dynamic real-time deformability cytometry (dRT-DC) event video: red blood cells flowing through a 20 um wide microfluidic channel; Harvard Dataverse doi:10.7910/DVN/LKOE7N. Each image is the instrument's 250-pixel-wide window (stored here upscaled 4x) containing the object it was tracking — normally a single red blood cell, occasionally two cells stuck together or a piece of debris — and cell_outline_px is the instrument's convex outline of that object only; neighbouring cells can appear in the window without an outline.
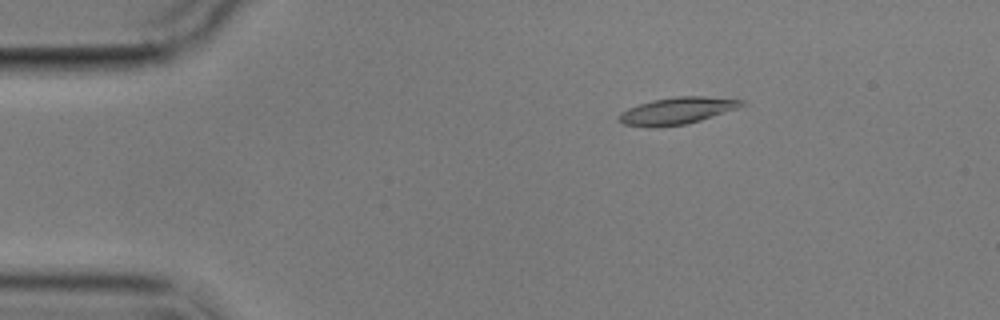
{"species": "common noctule bat (a hibernating species)", "species_latin": "Nyctalus noctula", "temperature_condition": "cold", "stored_images_in_passage": 4, "camera_frame_rate_fps": 3000, "um_per_image_px": 0.085, "animal": {"sex": "male", "body_mass_g": 17.9}, "frame": {"image": 1, "passage_image": 2, "time_ms": 1.0, "image_size_px": [1000, 320], "cell_outline_px": [[744, 104], [736, 108], [700, 120], [684, 124], [652, 128], [624, 124], [616, 120], [620, 112], [628, 108], [652, 100], [676, 96], [704, 96], [744, 100]], "centroid_in_image_um": [57.48, 9.42], "position_along_channel_um": 27.5, "area_um2": 19.07}}